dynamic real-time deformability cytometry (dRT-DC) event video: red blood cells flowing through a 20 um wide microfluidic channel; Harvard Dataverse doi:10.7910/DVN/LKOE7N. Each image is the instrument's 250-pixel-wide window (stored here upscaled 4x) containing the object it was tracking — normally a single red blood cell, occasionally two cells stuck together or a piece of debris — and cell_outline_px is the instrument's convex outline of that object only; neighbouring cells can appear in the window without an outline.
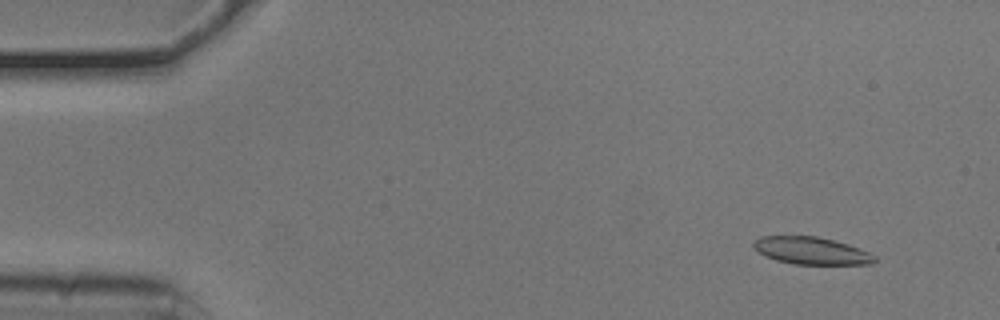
{"species": "common noctule bat (a hibernating species)", "species_latin": "Nyctalus noctula", "temperature_condition": "cold", "stored_images_in_passage": 32, "camera_frame_rate_fps": 3000, "um_per_image_px": 0.085, "animal": {"sex": "male", "body_mass_g": 20.5, "forearm_length_mm": 52.5}, "frame": {"image": 1, "passage_image": 5, "time_ms": 1.333, "image_size_px": [1000, 320], "cell_outline_px": [[876, 260], [872, 264], [796, 264], [776, 260], [764, 256], [752, 248], [752, 240], [760, 236], [816, 236], [848, 244], [860, 248], [876, 256]], "centroid_in_image_um": [68.91, 21.3], "position_along_channel_um": 16.1, "area_um2": 19.42}}
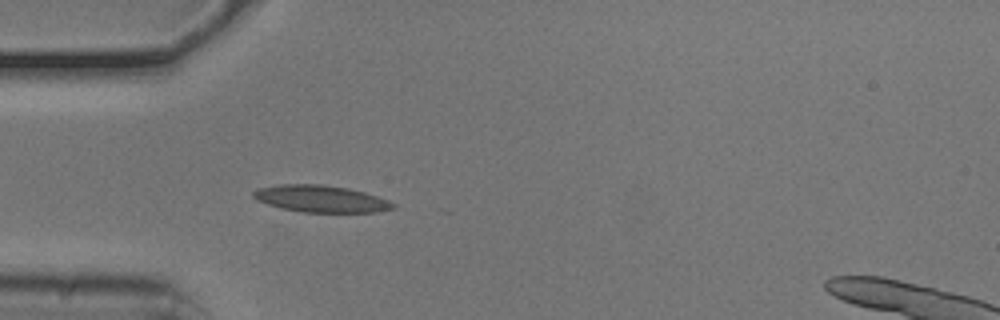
{"frame": {"image": 2, "passage_image": 16, "time_ms": 5.0, "image_size_px": [1000, 320], "cell_outline_px": [[396, 208], [376, 212], [300, 212], [280, 208], [256, 200], [252, 196], [252, 192], [260, 188], [280, 184], [320, 184], [348, 188], [364, 192], [388, 200], [396, 204]], "centroid_in_image_um": [27.27, 16.9], "position_along_channel_um": 57.7, "area_um2": 21.91}}
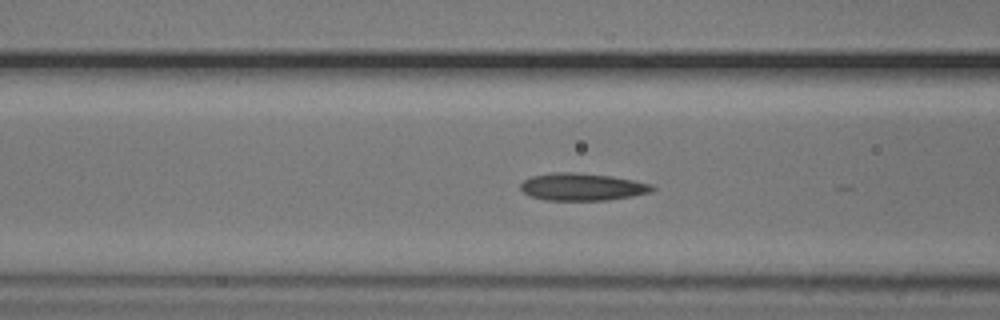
{"frame": {"image": 3, "passage_image": 21, "time_ms": 6.667, "image_size_px": [1000, 320], "cell_outline_px": [[656, 188], [652, 192], [632, 196], [608, 200], [548, 200], [528, 196], [520, 188], [520, 184], [524, 180], [532, 176], [552, 172], [576, 172], [612, 176], [652, 184]], "centroid_in_image_um": [49.49, 15.88], "position_along_channel_um": 117.1, "area_um2": 21.1}}